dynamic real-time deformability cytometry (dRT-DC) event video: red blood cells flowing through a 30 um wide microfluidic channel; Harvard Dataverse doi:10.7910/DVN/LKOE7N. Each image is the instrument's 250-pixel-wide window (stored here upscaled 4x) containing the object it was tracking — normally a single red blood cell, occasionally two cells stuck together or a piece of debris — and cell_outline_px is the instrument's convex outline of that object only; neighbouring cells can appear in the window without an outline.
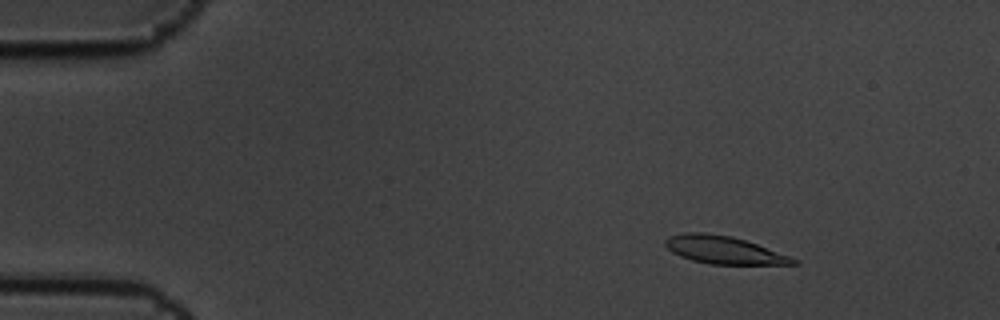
{"species": "common noctule bat (a hibernating species)", "species_latin": "Nyctalus noctula", "temperature_condition": "cold", "stored_images_in_passage": 7, "camera_frame_rate_fps": 3000, "um_per_image_px": 0.085, "animal": {"sex": "male", "body_mass_g": 19.5, "forearm_length_mm": 54.6}, "frame": {"image": 1, "passage_image": 1, "time_ms": 0.0, "image_size_px": [1000, 320], "cell_outline_px": [[800, 264], [708, 264], [692, 260], [680, 256], [672, 252], [664, 244], [664, 240], [668, 236], [684, 232], [704, 232], [732, 236], [756, 244], [800, 260]], "centroid_in_image_um": [61.49, 21.24], "position_along_channel_um": 23.5, "area_um2": 20.63}}
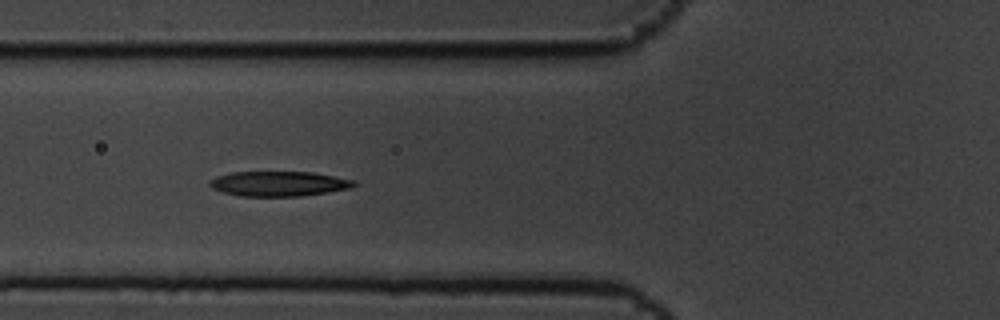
{"frame": {"image": 2, "passage_image": 5, "time_ms": 1.333, "image_size_px": [1000, 320], "cell_outline_px": [[356, 184], [348, 188], [328, 192], [300, 196], [240, 196], [224, 192], [212, 188], [208, 184], [208, 180], [216, 176], [232, 172], [312, 172], [356, 180]], "centroid_in_image_um": [23.66, 15.61], "position_along_channel_um": 102.1, "area_um2": 20.92}}
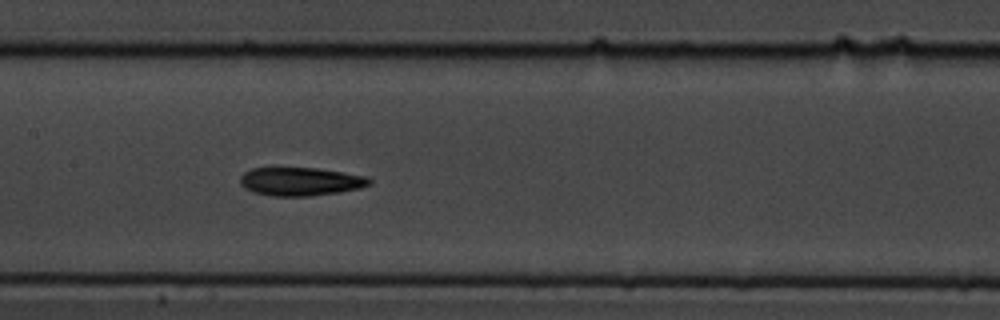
{"frame": {"image": 3, "passage_image": 7, "time_ms": 2.0, "image_size_px": [1000, 320], "cell_outline_px": [[372, 184], [360, 188], [340, 192], [312, 196], [272, 196], [252, 192], [244, 188], [240, 184], [240, 176], [244, 172], [252, 168], [316, 168], [368, 176], [372, 180]], "centroid_in_image_um": [25.55, 15.43], "position_along_channel_um": 181.8, "area_um2": 21.56}}